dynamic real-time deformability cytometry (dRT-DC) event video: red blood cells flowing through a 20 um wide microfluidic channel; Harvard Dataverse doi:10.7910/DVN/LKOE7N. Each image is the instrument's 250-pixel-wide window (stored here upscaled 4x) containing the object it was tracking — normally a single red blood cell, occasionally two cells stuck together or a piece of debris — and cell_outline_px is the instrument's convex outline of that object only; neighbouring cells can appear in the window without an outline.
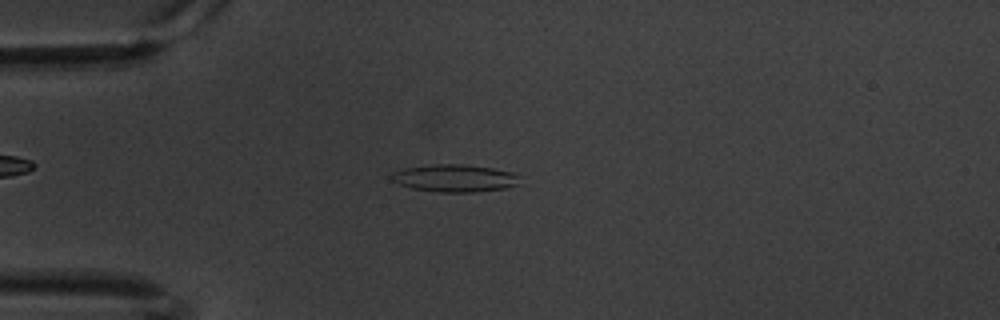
{"species": "common noctule bat (a hibernating species)", "species_latin": "Nyctalus noctula", "temperature_condition": "warm", "stored_images_in_passage": 59, "camera_frame_rate_fps": 3000, "um_per_image_px": 0.085, "animal": {"sex": "male", "body_mass_g": 20.1, "forearm_length_mm": 53.5}, "frame": {"image": 1, "passage_image": 15, "time_ms": 4.667, "image_size_px": [1000, 320], "cell_outline_px": [[516, 184], [504, 188], [472, 192], [440, 192], [412, 188], [400, 184], [392, 180], [388, 176], [392, 172], [404, 168], [436, 164], [464, 164], [492, 168], [512, 172], [516, 176]], "centroid_in_image_um": [38.56, 15.13], "position_along_channel_um": 46.4, "area_um2": 20.17}}
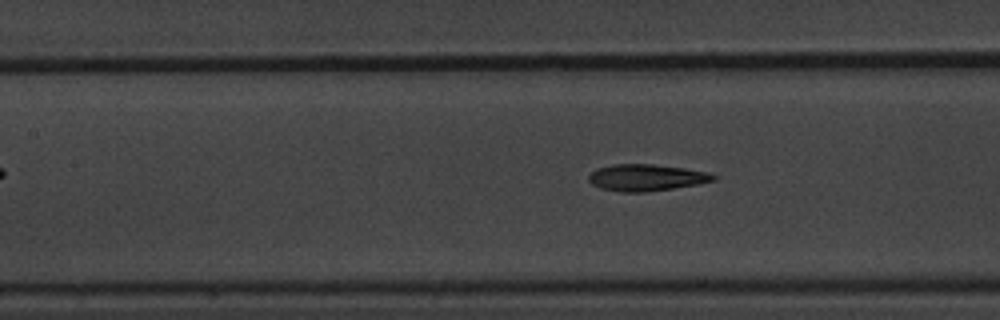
{"frame": {"image": 2, "passage_image": 26, "time_ms": 8.333, "image_size_px": [1000, 320], "cell_outline_px": [[716, 180], [696, 184], [672, 188], [644, 192], [620, 192], [600, 188], [592, 184], [588, 180], [588, 176], [596, 168], [612, 164], [652, 164], [684, 168], [708, 172], [716, 176]], "centroid_in_image_um": [54.89, 15.09], "position_along_channel_um": 152.5, "area_um2": 19.31}}
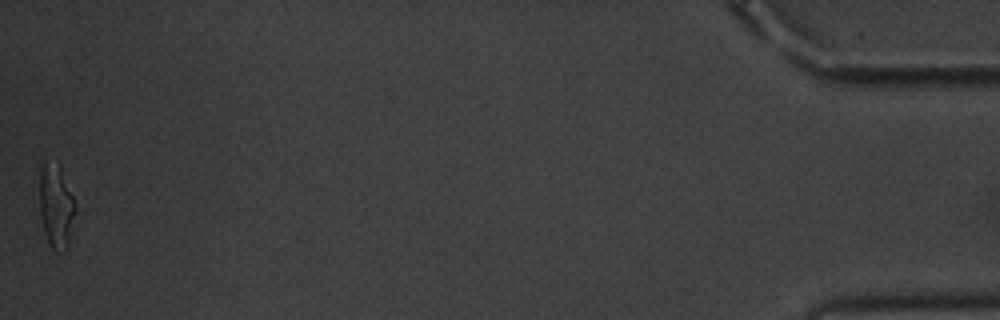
{"frame": {"image": 3, "passage_image": 59, "time_ms": 19.333, "image_size_px": [1000, 320], "cell_outline_px": [[76, 212], [68, 248], [64, 252], [56, 252], [52, 248], [44, 232], [40, 216], [40, 168], [44, 160], [60, 164], [76, 204]], "centroid_in_image_um": [4.79, 17.52], "position_along_channel_um": 430.4, "area_um2": 17.92}, "authors_computed_cell_mechanics": {"area_um2": 19.4208, "velocity_mm_per_s": 3.3722, "shape_relaxation_time_tau1_ms": 4.3238, "shape_relaxation_time_tau2_ms": 2.2583, "deformation_change_tau1": 0.1858, "deformation_change_tau2": 0.1039}}